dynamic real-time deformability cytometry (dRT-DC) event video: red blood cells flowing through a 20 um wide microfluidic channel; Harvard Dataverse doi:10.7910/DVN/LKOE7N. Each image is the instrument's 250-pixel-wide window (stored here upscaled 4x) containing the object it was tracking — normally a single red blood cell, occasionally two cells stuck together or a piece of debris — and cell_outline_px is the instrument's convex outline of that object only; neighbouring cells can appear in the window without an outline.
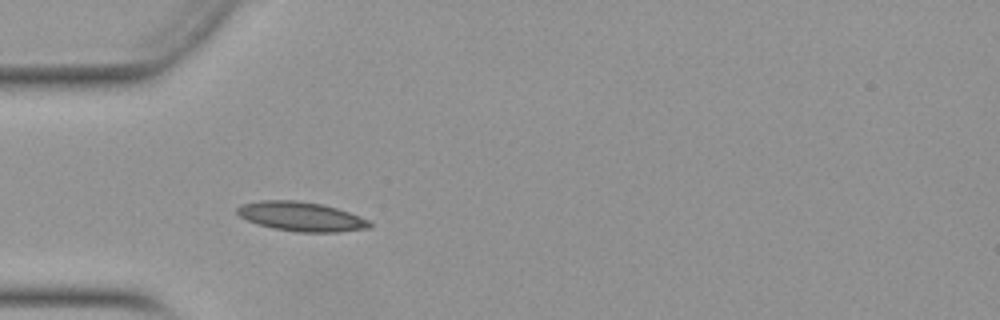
{"species": "Egyptian fruit bat (a non-hibernating species)", "species_latin": "Rousettus aegyptiacus", "temperature_condition": "warm", "stored_images_in_passage": 39, "camera_frame_rate_fps": 3000, "um_per_image_px": 0.085, "animal": {"sex": "female"}, "frame": {"image": 1, "passage_image": 3, "time_ms": 0.667, "image_size_px": [1000, 320], "cell_outline_px": [[372, 228], [340, 232], [296, 232], [272, 228], [248, 220], [240, 216], [236, 212], [236, 208], [240, 204], [260, 200], [296, 200], [324, 204], [348, 212], [368, 220], [372, 224]], "centroid_in_image_um": [25.6, 18.4], "position_along_channel_um": 59.4, "area_um2": 22.72}}
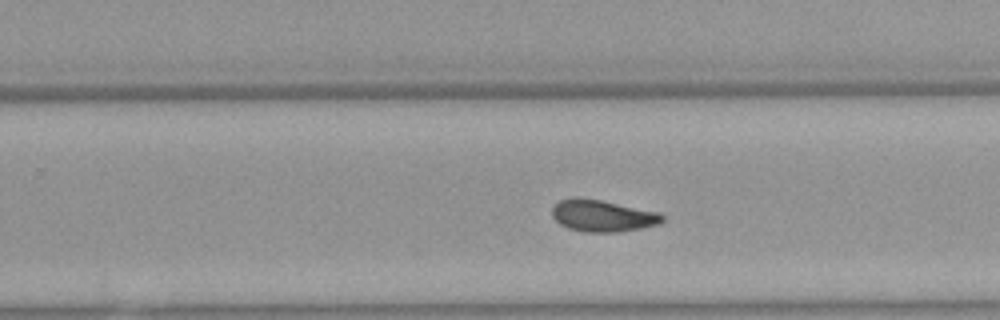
{"frame": {"image": 2, "passage_image": 20, "time_ms": 6.333, "image_size_px": [1000, 320], "cell_outline_px": [[664, 220], [660, 224], [620, 232], [584, 232], [568, 228], [560, 224], [552, 216], [552, 208], [560, 200], [568, 196], [580, 196], [660, 212], [664, 216]], "centroid_in_image_um": [51.2, 18.32], "position_along_channel_um": 278.6, "area_um2": 20.69}}
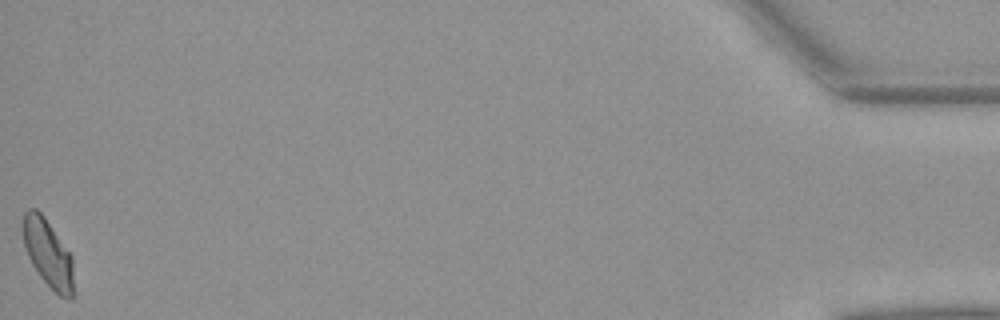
{"frame": {"image": 3, "passage_image": 39, "time_ms": 12.667, "image_size_px": [1000, 320], "cell_outline_px": [[72, 296], [68, 300], [60, 296], [40, 276], [32, 264], [28, 256], [24, 244], [20, 228], [20, 224], [24, 212], [28, 208], [36, 208], [44, 216], [72, 256]], "centroid_in_image_um": [4.02, 21.46], "position_along_channel_um": 431.2, "area_um2": 19.94}, "authors_computed_cell_mechanics": {"area_um2": 20.0566, "velocity_mm_per_s": 3.9477, "shape_relaxation_time_tau1_ms": 4.7392, "shape_relaxation_time_tau2_ms": 1.9259, "deformation_change_tau1": 0.157, "deformation_change_tau2": 0.0722}}